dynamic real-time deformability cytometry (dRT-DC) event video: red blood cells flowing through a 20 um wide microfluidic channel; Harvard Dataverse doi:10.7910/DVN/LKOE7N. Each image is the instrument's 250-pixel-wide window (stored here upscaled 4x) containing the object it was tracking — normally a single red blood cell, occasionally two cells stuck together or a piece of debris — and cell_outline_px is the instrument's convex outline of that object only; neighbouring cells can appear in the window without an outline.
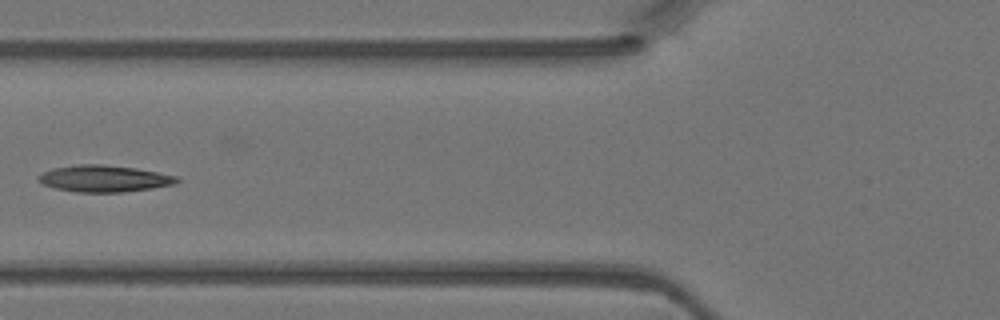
{"species": "Egyptian fruit bat (a non-hibernating species)", "species_latin": "Rousettus aegyptiacus", "temperature_condition": "warm", "stored_images_in_passage": 3, "camera_frame_rate_fps": 3000, "um_per_image_px": 0.085, "animal": {"sex": "female"}, "frame": {"image": 1, "passage_image": 3, "time_ms": 0.667, "image_size_px": [1000, 320], "cell_outline_px": [[180, 180], [172, 184], [152, 188], [124, 192], [76, 192], [56, 188], [44, 184], [36, 180], [36, 176], [52, 168], [76, 164], [100, 164], [136, 168], [180, 176]], "centroid_in_image_um": [8.84, 15.17], "position_along_channel_um": 117.0, "area_um2": 21.56}}